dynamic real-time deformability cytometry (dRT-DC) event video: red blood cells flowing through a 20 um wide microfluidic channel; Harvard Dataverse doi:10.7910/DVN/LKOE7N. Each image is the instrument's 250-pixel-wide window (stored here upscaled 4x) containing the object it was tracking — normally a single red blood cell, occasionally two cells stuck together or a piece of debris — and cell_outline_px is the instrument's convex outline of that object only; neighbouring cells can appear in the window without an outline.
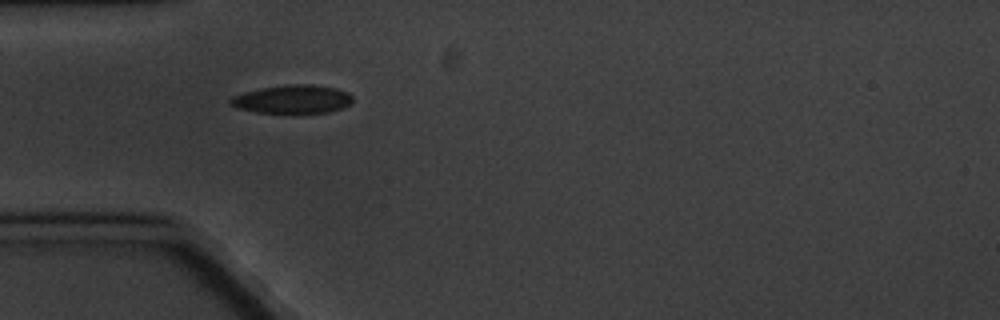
{"species": "common noctule bat (a hibernating species)", "species_latin": "Nyctalus noctula", "temperature_condition": "cold", "stored_images_in_passage": 2, "camera_frame_rate_fps": 3000, "um_per_image_px": 0.085, "animal": {"sex": "male", "body_mass_g": 20.1, "forearm_length_mm": 53.5}, "frame": {"image": 1, "passage_image": 1, "time_ms": 0.0, "image_size_px": [1000, 320], "cell_outline_px": [[352, 100], [348, 104], [340, 108], [328, 112], [256, 112], [236, 108], [228, 104], [228, 100], [232, 96], [244, 92], [260, 88], [288, 84], [312, 84], [336, 88], [348, 92], [352, 96]], "centroid_in_image_um": [24.81, 8.41], "position_along_channel_um": 60.2, "area_um2": 20.11}}